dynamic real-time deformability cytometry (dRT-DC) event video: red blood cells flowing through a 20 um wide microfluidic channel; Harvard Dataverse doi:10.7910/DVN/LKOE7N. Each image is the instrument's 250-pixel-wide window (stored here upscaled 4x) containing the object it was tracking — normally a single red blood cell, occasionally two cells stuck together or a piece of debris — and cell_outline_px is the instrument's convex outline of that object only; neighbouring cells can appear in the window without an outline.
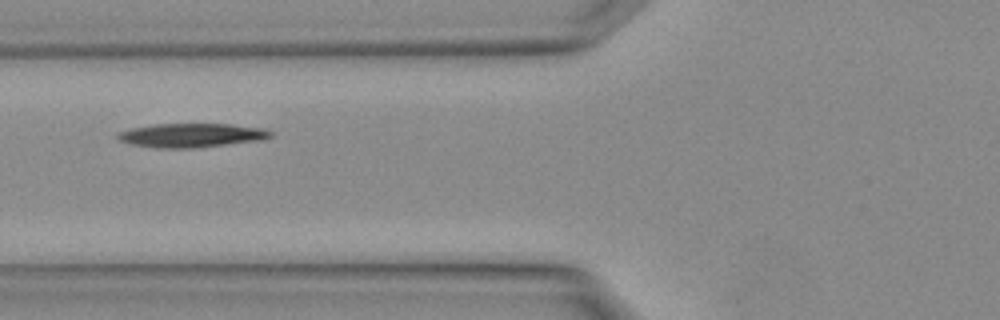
{"species": "Egyptian fruit bat (a non-hibernating species)", "species_latin": "Rousettus aegyptiacus", "temperature_condition": "warm", "stored_images_in_passage": 3, "camera_frame_rate_fps": 3000, "um_per_image_px": 0.085, "animal": {"sex": "female"}, "frame": {"image": 1, "passage_image": 3, "time_ms": 0.667, "image_size_px": [1000, 320], "cell_outline_px": [[272, 136], [260, 140], [196, 148], [156, 148], [132, 144], [120, 140], [116, 136], [120, 132], [132, 128], [156, 124], [232, 124], [264, 128], [272, 132]], "centroid_in_image_um": [16.31, 11.5], "position_along_channel_um": 109.5, "area_um2": 21.21}}